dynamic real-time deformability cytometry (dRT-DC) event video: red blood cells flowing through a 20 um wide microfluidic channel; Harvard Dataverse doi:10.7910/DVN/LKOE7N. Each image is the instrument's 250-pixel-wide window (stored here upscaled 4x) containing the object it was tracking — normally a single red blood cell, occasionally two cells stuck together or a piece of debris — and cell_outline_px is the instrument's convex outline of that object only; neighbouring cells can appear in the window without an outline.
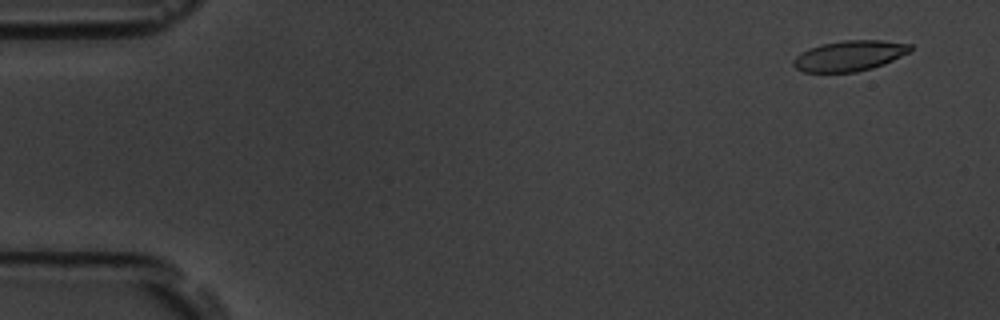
{"species": "common noctule bat (a hibernating species)", "species_latin": "Nyctalus noctula", "temperature_condition": "room temperature", "stored_images_in_passage": 55, "camera_frame_rate_fps": 3000, "um_per_image_px": 0.085, "animal": {"sex": "male", "body_mass_g": 19.5, "forearm_length_mm": 54.6}, "frame": {"image": 1, "passage_image": 4, "time_ms": 1.0, "image_size_px": [1000, 320], "cell_outline_px": [[912, 48], [908, 52], [884, 64], [872, 68], [856, 72], [804, 72], [796, 68], [792, 64], [792, 60], [796, 56], [820, 44], [844, 40], [880, 40], [912, 44]], "centroid_in_image_um": [72.2, 4.74], "position_along_channel_um": 12.8, "area_um2": 20.58}}
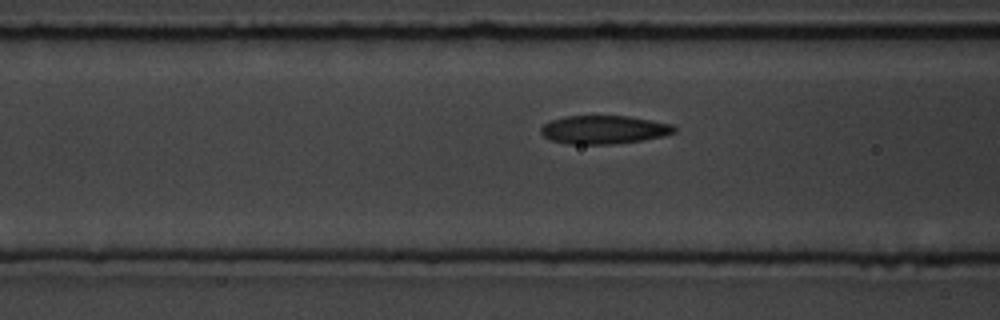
{"frame": {"image": 2, "passage_image": 22, "time_ms": 7.0, "image_size_px": [1000, 320], "cell_outline_px": [[676, 132], [664, 136], [644, 140], [612, 144], [568, 144], [552, 140], [544, 136], [540, 132], [540, 128], [544, 124], [552, 120], [564, 116], [628, 116], [652, 120], [672, 124], [676, 128]], "centroid_in_image_um": [51.35, 11.02], "position_along_channel_um": 115.2, "area_um2": 22.14}}
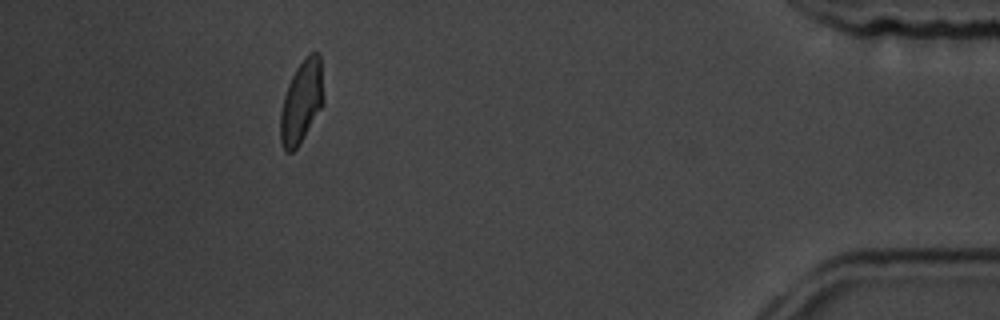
{"frame": {"image": 3, "passage_image": 50, "time_ms": 16.333, "image_size_px": [1000, 320], "cell_outline_px": [[324, 104], [296, 148], [292, 152], [284, 152], [280, 140], [280, 112], [284, 96], [288, 84], [296, 68], [304, 56], [308, 52], [320, 52], [324, 96]], "centroid_in_image_um": [25.64, 8.6], "position_along_channel_um": 409.6, "area_um2": 21.04}, "authors_computed_cell_mechanics": {"area_um2": 21.386, "velocity_mm_per_s": 3.7613, "shape_relaxation_time_tau1_ms": 4.3338, "shape_relaxation_time_tau2_ms": 2.9816, "deformation_change_tau1": 0.1416, "deformation_change_tau2": 0.0839}}